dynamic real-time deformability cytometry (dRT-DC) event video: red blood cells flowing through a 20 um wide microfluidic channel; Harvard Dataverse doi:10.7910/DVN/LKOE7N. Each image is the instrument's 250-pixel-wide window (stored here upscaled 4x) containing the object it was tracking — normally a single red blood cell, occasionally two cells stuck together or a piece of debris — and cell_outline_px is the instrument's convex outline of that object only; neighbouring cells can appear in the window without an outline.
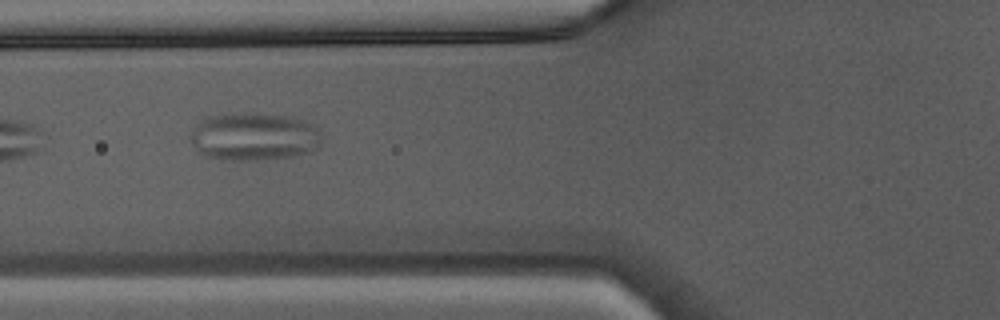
{"species": "Egyptian fruit bat (a non-hibernating species)", "species_latin": "Rousettus aegyptiacus", "temperature_condition": "warm", "stored_images_in_passage": 6, "camera_frame_rate_fps": 3000, "um_per_image_px": 0.085, "animal": {"sex": "male"}, "frame": {"image": 1, "passage_image": 3, "time_ms": 0.667, "image_size_px": [1000, 320], "cell_outline_px": [[324, 136], [316, 148], [308, 152], [292, 156], [260, 160], [220, 160], [204, 156], [196, 152], [188, 136], [196, 124], [200, 120], [208, 116], [236, 112], [248, 112], [284, 116], [316, 124]], "centroid_in_image_um": [21.54, 11.61], "position_along_channel_um": 104.3, "area_um2": 37.4}}